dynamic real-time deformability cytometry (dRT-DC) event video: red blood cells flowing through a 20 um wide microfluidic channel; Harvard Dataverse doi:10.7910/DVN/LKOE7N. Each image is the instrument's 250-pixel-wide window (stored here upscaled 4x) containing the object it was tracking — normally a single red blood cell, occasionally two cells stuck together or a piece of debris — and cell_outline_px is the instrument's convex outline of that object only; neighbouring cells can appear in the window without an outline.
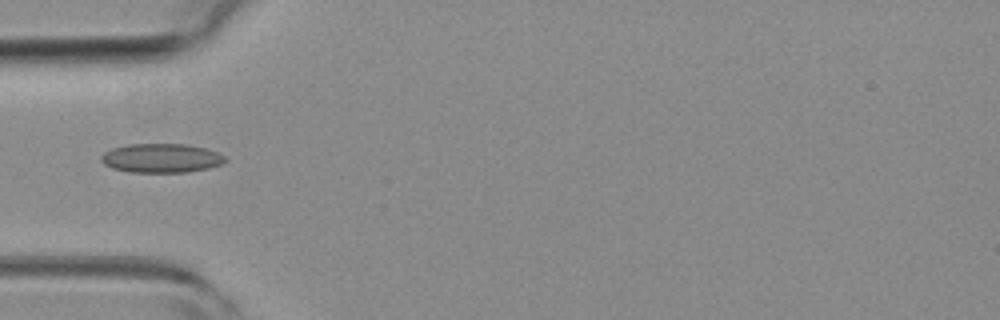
{"species": "common noctule bat (a hibernating species)", "species_latin": "Nyctalus noctula", "temperature_condition": "room temperature", "stored_images_in_passage": 6, "camera_frame_rate_fps": 3000, "um_per_image_px": 0.085, "animal": {"sex": "female", "body_mass_g": 19.3, "forearm_length_mm": 54.1}, "frame": {"image": 1, "passage_image": 5, "time_ms": 1.333, "image_size_px": [1000, 320], "cell_outline_px": [[228, 160], [220, 164], [208, 168], [188, 172], [128, 172], [112, 168], [104, 164], [100, 160], [100, 156], [104, 152], [112, 148], [128, 144], [188, 144], [220, 152]], "centroid_in_image_um": [13.7, 13.44], "position_along_channel_um": 71.3, "area_um2": 21.15}}
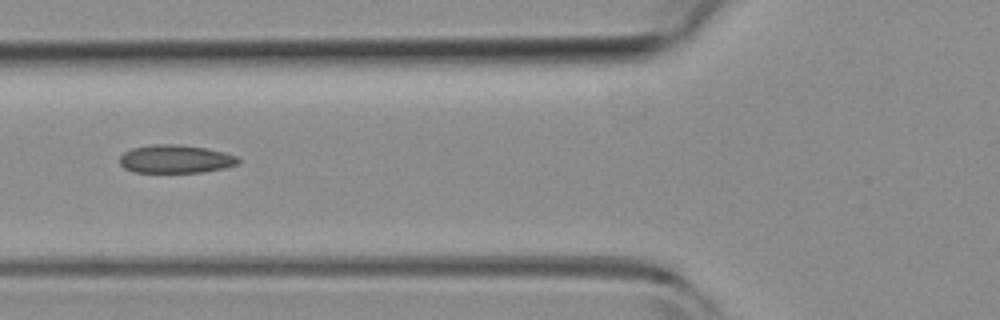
{"frame": {"image": 2, "passage_image": 6, "time_ms": 1.667, "image_size_px": [1000, 320], "cell_outline_px": [[240, 160], [236, 164], [224, 168], [204, 172], [132, 172], [124, 168], [120, 164], [120, 156], [124, 152], [132, 148], [152, 144], [176, 144], [204, 148], [224, 152], [236, 156]], "centroid_in_image_um": [14.89, 13.52], "position_along_channel_um": 110.9, "area_um2": 19.42}}